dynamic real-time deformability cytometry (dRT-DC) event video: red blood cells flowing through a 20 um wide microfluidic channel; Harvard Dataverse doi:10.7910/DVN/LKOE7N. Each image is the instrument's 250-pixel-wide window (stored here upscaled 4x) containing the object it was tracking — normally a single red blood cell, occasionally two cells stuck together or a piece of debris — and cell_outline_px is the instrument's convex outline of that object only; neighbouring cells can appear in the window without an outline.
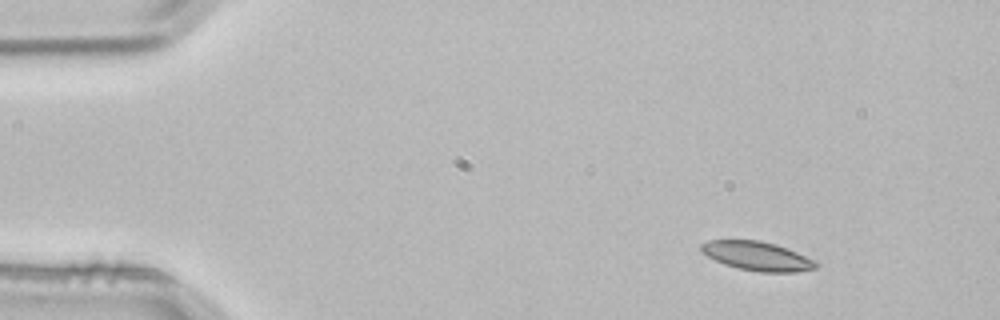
{"species": "common noctule bat (a hibernating species)", "species_latin": "Nyctalus noctula", "temperature_condition": "room temperature", "stored_images_in_passage": 3, "camera_frame_rate_fps": 3000, "um_per_image_px": 0.085, "animal": {"sex": "male", "body_mass_g": 21.5, "forearm_length_mm": 52.0}, "frame": {"image": 1, "passage_image": 1, "time_ms": 0.0, "image_size_px": [1000, 320], "cell_outline_px": [[820, 264], [816, 268], [796, 272], [760, 272], [740, 268], [724, 264], [700, 252], [700, 244], [708, 240], [760, 240], [776, 244], [788, 248], [816, 260]], "centroid_in_image_um": [64.39, 21.75], "position_along_channel_um": 20.6, "area_um2": 19.54}}
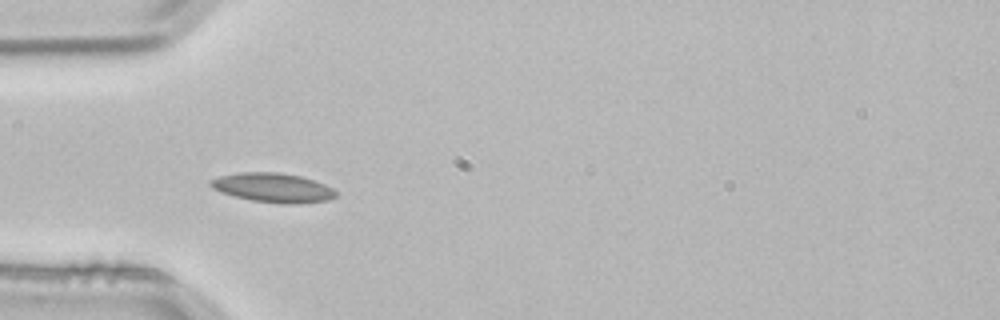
{"frame": {"image": 2, "passage_image": 3, "time_ms": 0.667, "image_size_px": [1000, 320], "cell_outline_px": [[336, 196], [328, 200], [300, 204], [284, 204], [252, 200], [220, 192], [212, 188], [208, 184], [208, 180], [220, 176], [236, 172], [280, 172], [300, 176], [316, 180], [332, 188], [336, 192]], "centroid_in_image_um": [23.19, 15.94], "position_along_channel_um": 61.8, "area_um2": 21.56}}